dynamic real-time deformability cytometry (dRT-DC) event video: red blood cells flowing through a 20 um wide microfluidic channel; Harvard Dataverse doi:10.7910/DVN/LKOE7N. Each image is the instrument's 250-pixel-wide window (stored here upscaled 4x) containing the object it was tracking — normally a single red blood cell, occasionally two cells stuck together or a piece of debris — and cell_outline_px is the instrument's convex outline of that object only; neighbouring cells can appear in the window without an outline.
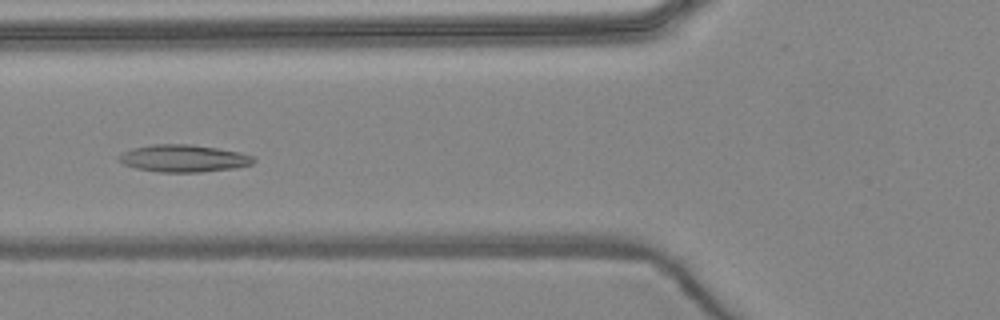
{"species": "common noctule bat (a hibernating species)", "species_latin": "Nyctalus noctula", "temperature_condition": "warm", "stored_images_in_passage": 5, "camera_frame_rate_fps": 3000, "um_per_image_px": 0.085, "animal": {"sex": "female", "body_mass_g": 24.6, "forearm_length_mm": 56.2}, "frame": {"image": 1, "passage_image": 5, "time_ms": 4.667, "image_size_px": [1000, 320], "cell_outline_px": [[256, 160], [252, 164], [236, 168], [200, 172], [160, 172], [136, 168], [124, 164], [116, 160], [124, 152], [132, 148], [152, 144], [188, 144], [216, 148], [240, 152], [252, 156]], "centroid_in_image_um": [15.61, 13.46], "position_along_channel_um": 110.2, "area_um2": 21.33}}